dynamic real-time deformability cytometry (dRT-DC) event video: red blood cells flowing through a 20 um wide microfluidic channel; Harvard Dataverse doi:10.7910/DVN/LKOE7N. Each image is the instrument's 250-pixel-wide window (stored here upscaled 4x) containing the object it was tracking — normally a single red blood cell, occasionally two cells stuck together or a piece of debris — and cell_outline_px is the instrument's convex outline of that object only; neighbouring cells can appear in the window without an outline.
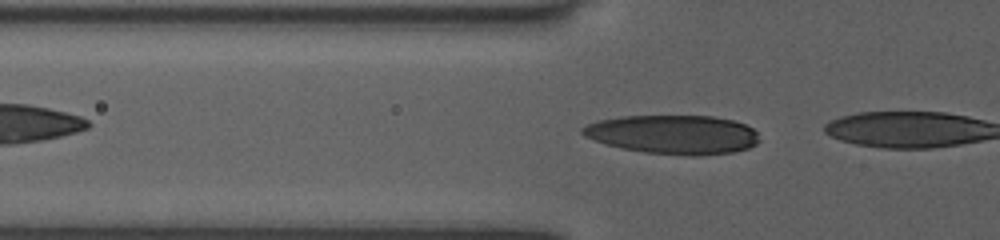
{"species": "human", "species_latin": "Homo sapiens", "temperature_condition": "room temperature", "stored_images_in_passage": 14, "camera_frame_rate_fps": 3000, "um_per_image_px": 0.085, "donor": {"sex": "female"}, "frame": {"image": 1, "passage_image": 12, "time_ms": 1.667, "image_size_px": [1000, 240], "cell_outline_px": [[760, 140], [756, 144], [748, 148], [732, 152], [696, 156], [692, 156], [644, 152], [624, 148], [608, 144], [584, 136], [580, 132], [580, 128], [596, 120], [620, 116], [712, 116], [732, 120], [744, 124], [752, 128], [756, 132]], "centroid_in_image_um": [57.22, 11.42], "position_along_channel_um": 68.6, "area_um2": 40.06}}